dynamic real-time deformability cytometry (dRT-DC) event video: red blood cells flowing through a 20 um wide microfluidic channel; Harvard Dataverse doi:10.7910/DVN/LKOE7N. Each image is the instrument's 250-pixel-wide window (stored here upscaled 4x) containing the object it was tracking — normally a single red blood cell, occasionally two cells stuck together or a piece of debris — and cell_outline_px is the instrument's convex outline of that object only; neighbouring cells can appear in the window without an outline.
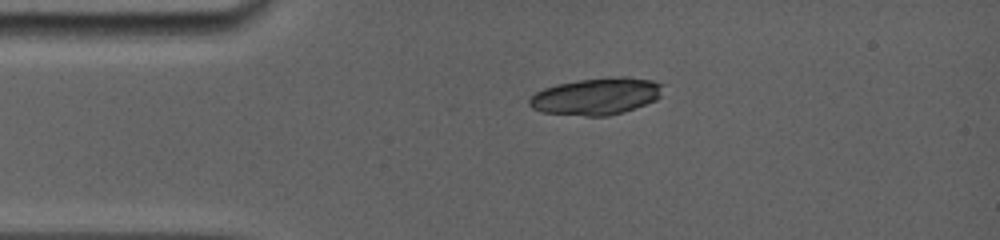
{"species": "common noctule bat (a hibernating species)", "species_latin": "Nyctalus noctula", "temperature_condition": "room temperature", "stored_images_in_passage": 4, "camera_frame_rate_fps": 5000, "um_per_image_px": 0.085, "animal": {"sex": "female", "body_mass_g": 19.0, "forearm_length_mm": 56.7}, "frame": {"image": 1, "passage_image": 1, "time_ms": 0.0, "image_size_px": [1000, 240], "cell_outline_px": [[664, 84], [660, 96], [656, 100], [624, 112], [608, 116], [584, 116], [540, 112], [532, 108], [528, 104], [528, 100], [536, 92], [544, 88], [556, 84], [580, 80], [620, 76], [628, 76], [652, 80]], "centroid_in_image_um": [50.7, 8.18], "position_along_channel_um": 34.3, "area_um2": 28.9}}